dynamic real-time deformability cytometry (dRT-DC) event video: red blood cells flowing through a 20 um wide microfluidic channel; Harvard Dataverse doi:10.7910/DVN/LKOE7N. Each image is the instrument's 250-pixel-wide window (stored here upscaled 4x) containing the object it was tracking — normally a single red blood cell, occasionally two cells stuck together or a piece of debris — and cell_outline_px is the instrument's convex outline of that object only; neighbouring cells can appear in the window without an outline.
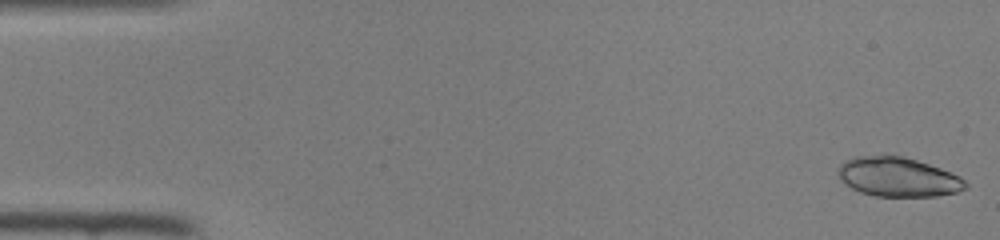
{"species": "common noctule bat (a hibernating species)", "species_latin": "Nyctalus noctula", "temperature_condition": "room temperature", "stored_images_in_passage": 46, "camera_frame_rate_fps": 3000, "um_per_image_px": 0.085, "animal": {"sex": "female", "body_mass_g": 22.0, "forearm_length_mm": 56.7}, "frame": {"image": 1, "passage_image": 1, "time_ms": 0.0, "image_size_px": [1000, 240], "cell_outline_px": [[968, 188], [956, 192], [936, 196], [876, 196], [860, 192], [852, 188], [840, 180], [836, 172], [840, 164], [844, 160], [856, 156], [904, 156], [952, 172], [960, 176], [968, 184]], "centroid_in_image_um": [76.32, 15.05], "position_along_channel_um": 8.7, "area_um2": 29.25}}
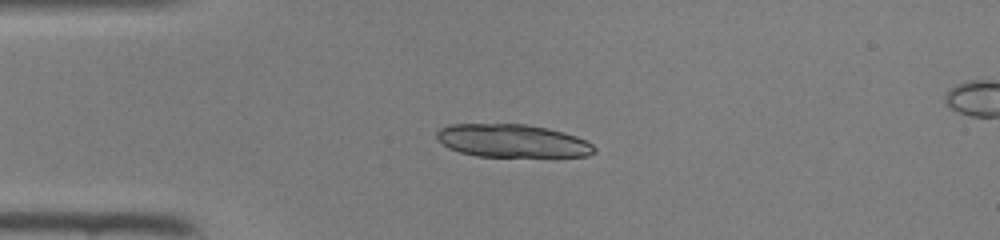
{"frame": {"image": 2, "passage_image": 11, "time_ms": 3.333, "image_size_px": [1000, 240], "cell_outline_px": [[596, 152], [588, 156], [476, 156], [460, 152], [448, 148], [436, 136], [436, 132], [440, 128], [452, 124], [524, 124], [548, 128], [564, 132], [576, 136], [592, 144], [596, 148]], "centroid_in_image_um": [43.56, 11.97], "position_along_channel_um": 41.4, "area_um2": 30.17}}